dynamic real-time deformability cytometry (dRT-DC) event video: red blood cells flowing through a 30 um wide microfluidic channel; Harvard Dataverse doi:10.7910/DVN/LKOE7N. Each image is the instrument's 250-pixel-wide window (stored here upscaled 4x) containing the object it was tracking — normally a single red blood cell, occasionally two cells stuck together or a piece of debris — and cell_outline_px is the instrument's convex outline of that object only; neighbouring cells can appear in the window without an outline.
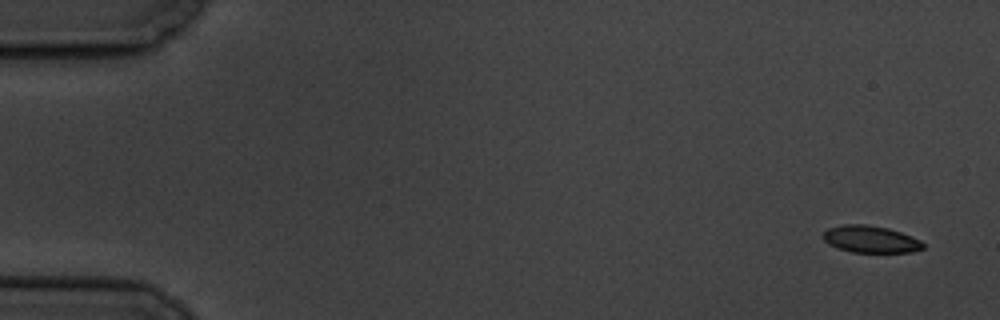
{"species": "common noctule bat (a hibernating species)", "species_latin": "Nyctalus noctula", "temperature_condition": "cold", "stored_images_in_passage": 6, "camera_frame_rate_fps": 3000, "um_per_image_px": 0.085, "animal": {"sex": "male", "body_mass_g": 19.5, "forearm_length_mm": 54.6}, "frame": {"image": 1, "passage_image": 1, "time_ms": 0.0, "image_size_px": [1000, 320], "cell_outline_px": [[924, 248], [912, 252], [852, 252], [836, 248], [828, 244], [820, 236], [828, 228], [844, 224], [864, 224], [888, 228], [900, 232], [920, 240], [924, 244]], "centroid_in_image_um": [73.96, 20.33], "position_along_channel_um": 11.0, "area_um2": 15.78}}
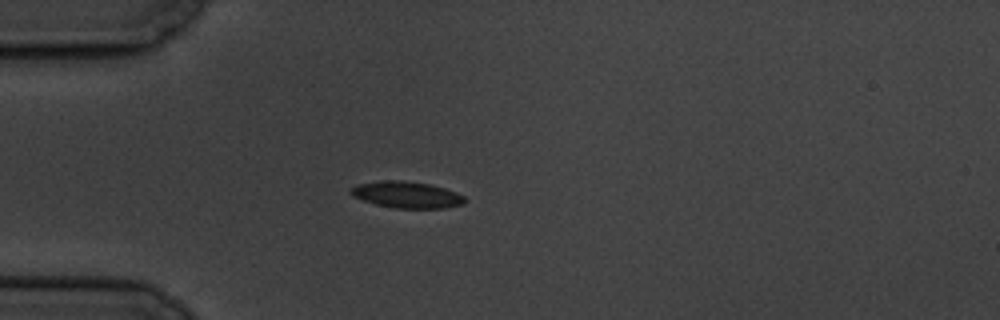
{"frame": {"image": 2, "passage_image": 5, "time_ms": 4.667, "image_size_px": [1000, 320], "cell_outline_px": [[464, 204], [444, 208], [396, 208], [376, 204], [352, 196], [348, 192], [352, 188], [360, 184], [380, 180], [400, 180], [428, 184], [444, 188], [456, 192], [464, 196]], "centroid_in_image_um": [34.57, 16.55], "position_along_channel_um": 50.4, "area_um2": 17.4}}